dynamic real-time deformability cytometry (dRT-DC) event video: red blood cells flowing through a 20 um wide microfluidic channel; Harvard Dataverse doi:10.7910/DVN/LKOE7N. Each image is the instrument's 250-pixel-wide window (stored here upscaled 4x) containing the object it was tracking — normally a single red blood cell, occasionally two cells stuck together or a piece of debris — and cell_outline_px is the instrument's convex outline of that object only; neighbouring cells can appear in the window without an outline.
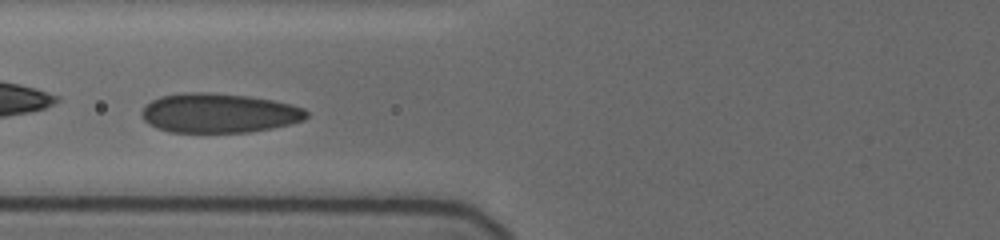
{"species": "human", "species_latin": "Homo sapiens", "temperature_condition": "cold", "stored_images_in_passage": 50, "camera_frame_rate_fps": 3000, "um_per_image_px": 0.085, "donor": {"sex": "female"}, "frame": {"image": 1, "passage_image": 10, "time_ms": 3.667, "image_size_px": [1000, 240], "cell_outline_px": [[308, 116], [304, 120], [292, 124], [272, 128], [248, 132], [168, 132], [156, 128], [148, 124], [140, 116], [140, 112], [144, 104], [160, 96], [184, 92], [212, 92], [248, 96], [272, 100], [292, 104], [304, 108], [308, 112]], "centroid_in_image_um": [18.58, 9.61], "position_along_channel_um": 107.2, "area_um2": 38.38}}
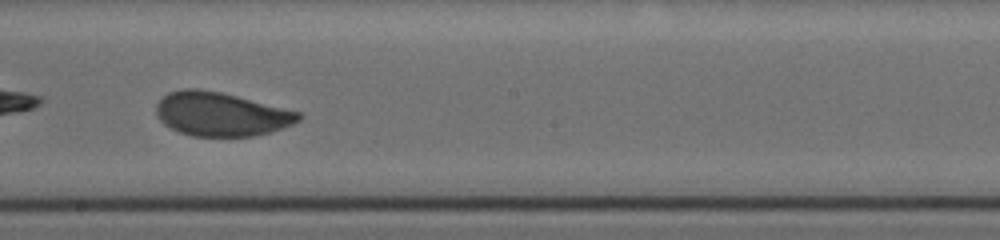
{"frame": {"image": 2, "passage_image": 20, "time_ms": 7.0, "image_size_px": [1000, 240], "cell_outline_px": [[304, 116], [300, 120], [292, 124], [268, 132], [252, 136], [192, 136], [180, 132], [164, 124], [160, 120], [156, 112], [156, 104], [168, 92], [184, 88], [200, 88], [220, 92], [300, 112]], "centroid_in_image_um": [18.76, 9.69], "position_along_channel_um": 229.4, "area_um2": 36.07}}
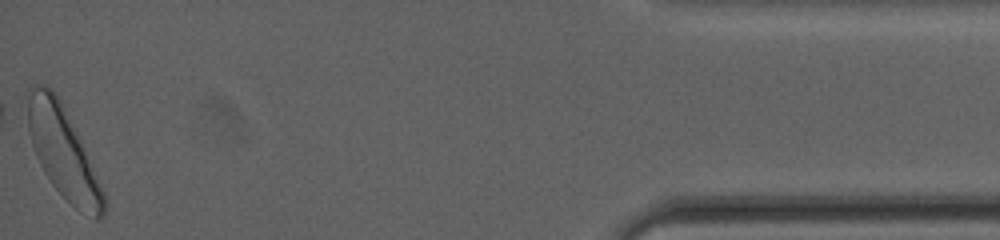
{"frame": {"image": 3, "passage_image": 50, "time_ms": 14.333, "image_size_px": [1000, 240], "cell_outline_px": [[108, 204], [104, 216], [96, 220], [80, 212], [52, 184], [44, 172], [36, 156], [32, 144], [28, 128], [28, 88], [36, 84], [48, 84], [56, 92], [80, 140], [104, 192]], "centroid_in_image_um": [5.37, 12.96], "position_along_channel_um": 429.8, "area_um2": 39.77}, "authors_computed_cell_mechanics": {"area_um2": 36.6452, "velocity_mm_per_s": 3.6582, "shape_relaxation_time_tau1_ms": 3.0334, "shape_relaxation_time_tau2_ms": null, "deformation_change_tau1": 0.1257, "deformation_change_tau2": null}}